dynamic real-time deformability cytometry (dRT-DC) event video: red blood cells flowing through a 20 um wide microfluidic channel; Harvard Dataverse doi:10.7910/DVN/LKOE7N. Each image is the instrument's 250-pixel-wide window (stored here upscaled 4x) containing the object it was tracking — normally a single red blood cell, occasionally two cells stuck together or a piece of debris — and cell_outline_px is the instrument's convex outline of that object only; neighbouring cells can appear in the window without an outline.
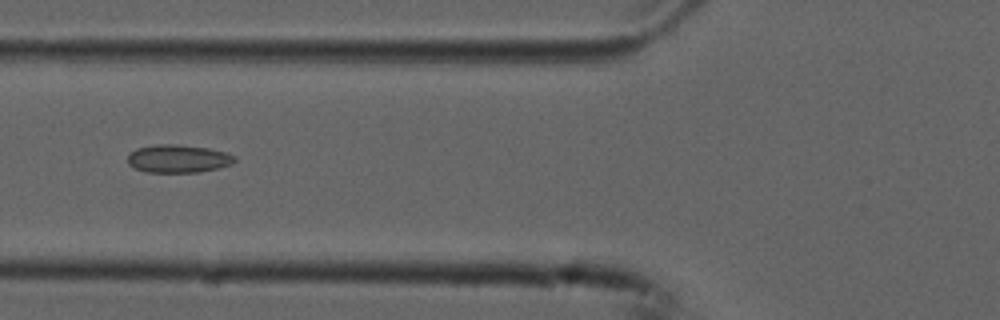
{"species": "common noctule bat (a hibernating species)", "species_latin": "Nyctalus noctula", "temperature_condition": "cold", "stored_images_in_passage": 9, "camera_frame_rate_fps": 3000, "um_per_image_px": 0.085, "animal": {"sex": "male", "forearm_length_mm": 52.5}, "frame": {"image": 1, "passage_image": 6, "time_ms": 1.667, "image_size_px": [1000, 320], "cell_outline_px": [[236, 160], [232, 164], [200, 172], [148, 172], [136, 168], [128, 164], [128, 152], [136, 148], [156, 144], [176, 144], [208, 148], [224, 152], [236, 156]], "centroid_in_image_um": [15.12, 13.48], "position_along_channel_um": 110.7, "area_um2": 17.46}}
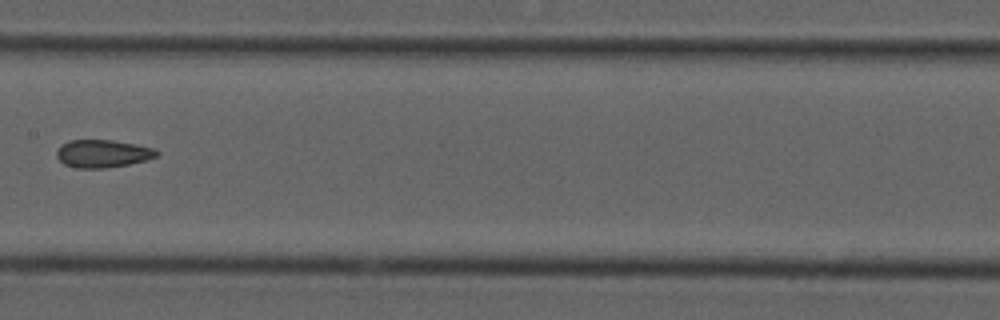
{"frame": {"image": 2, "passage_image": 8, "time_ms": 2.333, "image_size_px": [1000, 320], "cell_outline_px": [[160, 152], [156, 156], [148, 160], [128, 164], [104, 168], [76, 168], [64, 164], [56, 156], [56, 152], [68, 140], [112, 140], [136, 144], [152, 148]], "centroid_in_image_um": [8.74, 13.06], "position_along_channel_um": 198.7, "area_um2": 16.07}}
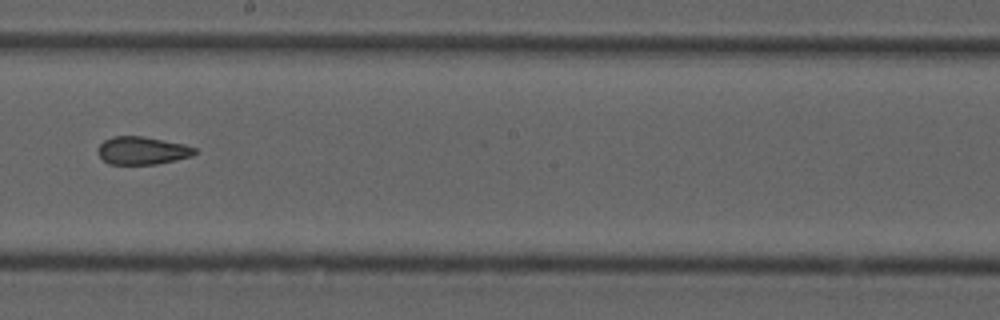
{"frame": {"image": 3, "passage_image": 9, "time_ms": 2.667, "image_size_px": [1000, 320], "cell_outline_px": [[196, 152], [192, 156], [176, 160], [156, 164], [108, 164], [96, 152], [100, 144], [104, 140], [112, 136], [140, 136], [184, 144], [196, 148]], "centroid_in_image_um": [12.07, 12.8], "position_along_channel_um": 236.1, "area_um2": 15.66}}